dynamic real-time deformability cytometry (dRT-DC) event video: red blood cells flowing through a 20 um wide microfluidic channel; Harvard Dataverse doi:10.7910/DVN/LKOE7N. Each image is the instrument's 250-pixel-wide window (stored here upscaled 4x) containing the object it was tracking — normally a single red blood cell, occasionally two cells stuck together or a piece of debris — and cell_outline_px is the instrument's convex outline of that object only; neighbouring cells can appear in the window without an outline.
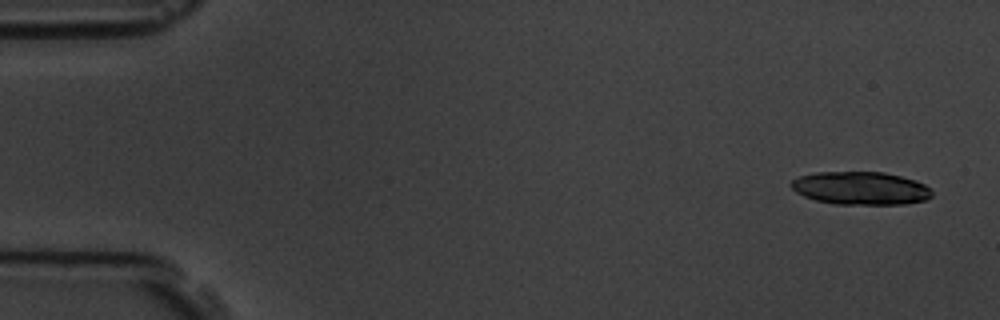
{"species": "common noctule bat (a hibernating species)", "species_latin": "Nyctalus noctula", "temperature_condition": "room temperature", "stored_images_in_passage": 7, "camera_frame_rate_fps": 3000, "um_per_image_px": 0.085, "animal": {"sex": "male", "body_mass_g": 19.5, "forearm_length_mm": 54.6}, "frame": {"image": 1, "passage_image": 1, "time_ms": 0.0, "image_size_px": [1000, 320], "cell_outline_px": [[932, 196], [924, 200], [904, 204], [836, 204], [816, 200], [804, 196], [796, 192], [788, 184], [792, 180], [800, 176], [816, 172], [884, 172], [916, 180], [924, 184], [932, 192]], "centroid_in_image_um": [73.13, 15.99], "position_along_channel_um": 11.9, "area_um2": 27.05}}
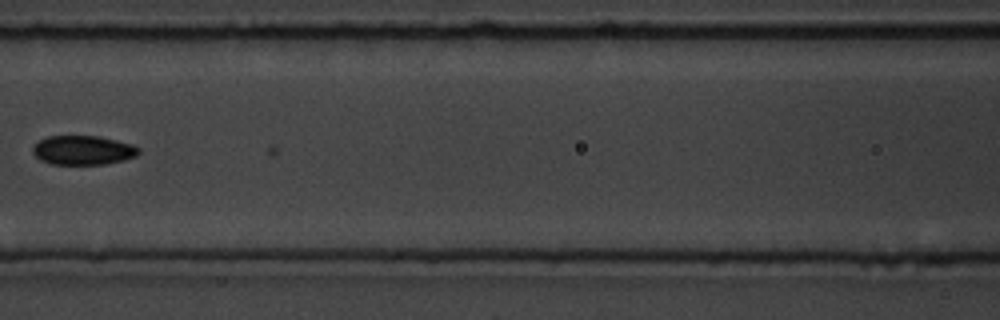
{"frame": {"image": 2, "passage_image": 7, "time_ms": 7.667, "image_size_px": [1000, 320], "cell_outline_px": [[140, 152], [136, 156], [124, 160], [104, 164], [52, 164], [40, 160], [32, 152], [32, 148], [40, 140], [48, 136], [96, 136], [116, 140], [132, 144], [140, 148]], "centroid_in_image_um": [7.07, 12.77], "position_along_channel_um": 159.5, "area_um2": 17.98}}